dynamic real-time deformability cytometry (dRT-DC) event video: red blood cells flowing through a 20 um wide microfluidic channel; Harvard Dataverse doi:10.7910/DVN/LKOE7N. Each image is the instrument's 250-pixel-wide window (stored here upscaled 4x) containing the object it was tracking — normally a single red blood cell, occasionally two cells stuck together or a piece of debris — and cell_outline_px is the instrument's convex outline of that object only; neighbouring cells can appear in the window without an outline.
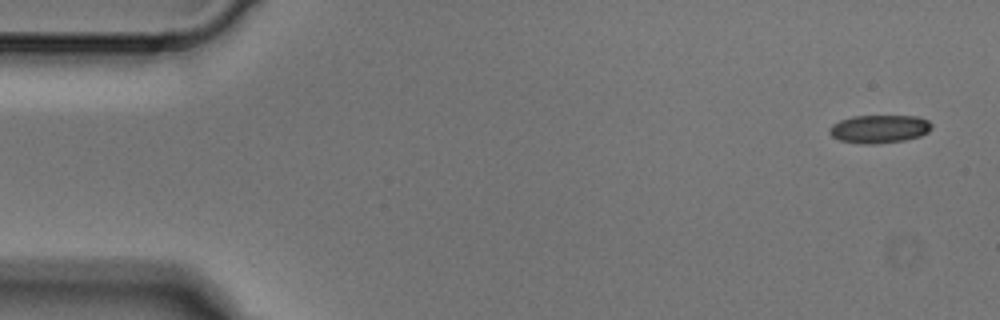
{"species": "Egyptian fruit bat (a non-hibernating species)", "species_latin": "Rousettus aegyptiacus", "temperature_condition": "cold", "stored_images_in_passage": 4, "camera_frame_rate_fps": 3000, "um_per_image_px": 0.085, "animal": {"sex": "male"}, "frame": {"image": 1, "passage_image": 1, "time_ms": 0.0, "image_size_px": [1000, 320], "cell_outline_px": [[932, 128], [928, 132], [920, 136], [904, 140], [872, 144], [864, 144], [840, 140], [832, 136], [828, 132], [828, 128], [832, 124], [840, 120], [852, 116], [920, 116], [928, 120], [932, 124]], "centroid_in_image_um": [74.74, 10.95], "position_along_channel_um": 10.3, "area_um2": 16.82}}
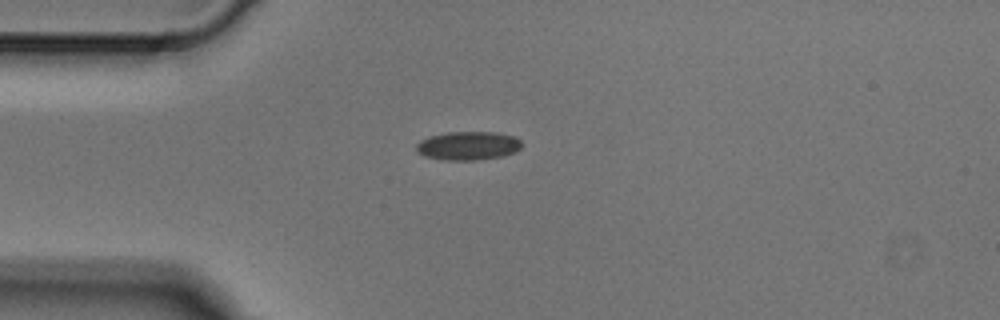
{"frame": {"image": 2, "passage_image": 3, "time_ms": 0.667, "image_size_px": [1000, 320], "cell_outline_px": [[524, 144], [516, 152], [500, 156], [476, 160], [444, 160], [424, 156], [416, 152], [416, 144], [420, 140], [428, 136], [448, 132], [496, 132], [512, 136], [520, 140]], "centroid_in_image_um": [39.76, 12.38], "position_along_channel_um": 45.2, "area_um2": 17.69}}